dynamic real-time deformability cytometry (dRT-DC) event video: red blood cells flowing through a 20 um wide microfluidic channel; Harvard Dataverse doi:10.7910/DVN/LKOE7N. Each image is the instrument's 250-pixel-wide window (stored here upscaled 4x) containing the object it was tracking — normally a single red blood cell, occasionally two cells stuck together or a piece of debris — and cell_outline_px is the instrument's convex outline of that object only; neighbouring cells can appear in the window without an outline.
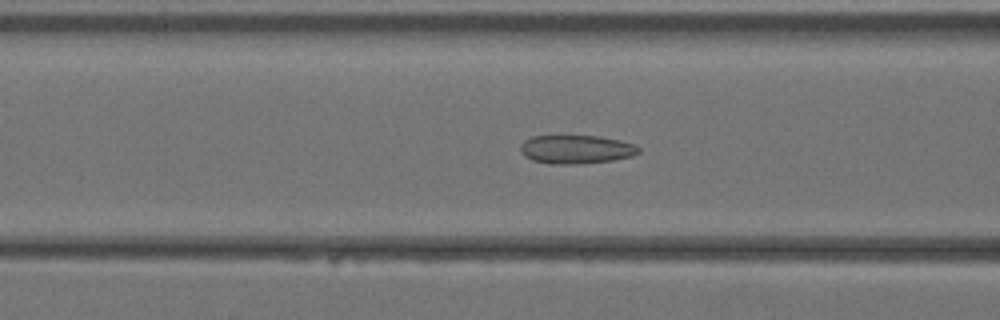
{"species": "Egyptian fruit bat (a non-hibernating species)", "species_latin": "Rousettus aegyptiacus", "temperature_condition": "warm", "stored_images_in_passage": 37, "camera_frame_rate_fps": 3000, "um_per_image_px": 0.085, "animal": {"sex": "female"}, "frame": {"image": 1, "passage_image": 13, "time_ms": 4.0, "image_size_px": [1000, 320], "cell_outline_px": [[640, 152], [632, 156], [612, 160], [572, 164], [548, 164], [532, 160], [524, 156], [520, 152], [520, 144], [524, 140], [532, 136], [600, 136], [620, 140], [632, 144], [640, 148]], "centroid_in_image_um": [48.93, 12.69], "position_along_channel_um": 117.7, "area_um2": 19.71}}
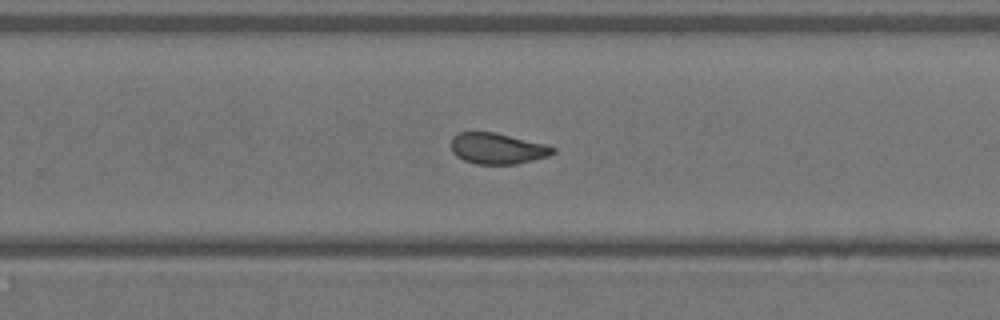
{"frame": {"image": 2, "passage_image": 23, "time_ms": 7.333, "image_size_px": [1000, 320], "cell_outline_px": [[556, 152], [548, 156], [516, 164], [476, 164], [464, 160], [456, 156], [452, 152], [452, 136], [460, 132], [496, 132], [548, 144], [556, 148]], "centroid_in_image_um": [42.31, 12.61], "position_along_channel_um": 287.5, "area_um2": 18.55}}
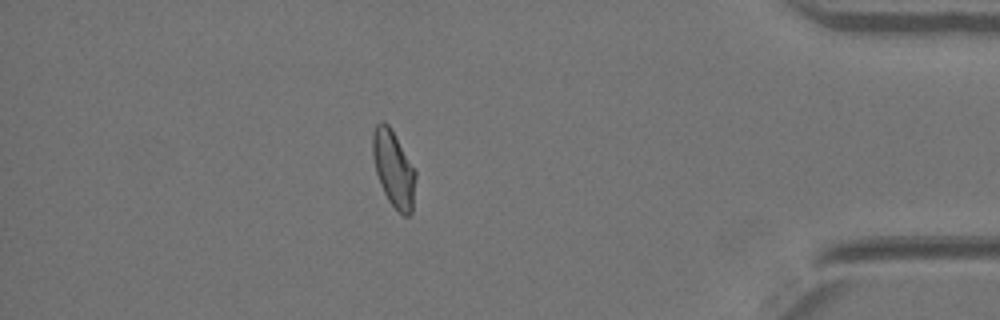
{"frame": {"image": 3, "passage_image": 32, "time_ms": 10.333, "image_size_px": [1000, 320], "cell_outline_px": [[416, 176], [412, 212], [408, 216], [404, 216], [388, 200], [380, 184], [376, 172], [372, 156], [372, 132], [376, 124], [380, 120], [384, 120], [388, 124], [416, 172]], "centroid_in_image_um": [33.43, 14.33], "position_along_channel_um": 401.8, "area_um2": 18.9}}